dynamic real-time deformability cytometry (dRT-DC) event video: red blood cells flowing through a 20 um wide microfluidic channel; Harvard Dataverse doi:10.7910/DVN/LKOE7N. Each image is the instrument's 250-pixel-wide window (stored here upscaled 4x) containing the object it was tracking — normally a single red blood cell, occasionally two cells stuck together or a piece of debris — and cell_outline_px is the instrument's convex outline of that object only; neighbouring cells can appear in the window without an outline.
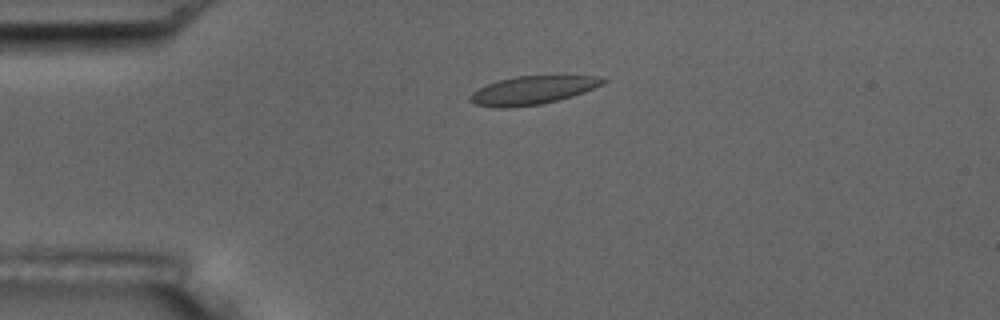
{"species": "common noctule bat (a hibernating species)", "species_latin": "Nyctalus noctula", "temperature_condition": "room temperature", "stored_images_in_passage": 3, "camera_frame_rate_fps": 3000, "um_per_image_px": 0.085, "animal": {"sex": "male", "body_mass_g": 17.5, "forearm_length_mm": 52.3}, "frame": {"image": 1, "passage_image": 2, "time_ms": 1.0, "image_size_px": [1000, 320], "cell_outline_px": [[608, 80], [604, 84], [584, 92], [572, 96], [540, 104], [508, 108], [496, 108], [476, 104], [468, 100], [468, 96], [472, 92], [496, 80], [516, 76], [596, 76]], "centroid_in_image_um": [45.24, 7.67], "position_along_channel_um": 39.8, "area_um2": 21.85}}